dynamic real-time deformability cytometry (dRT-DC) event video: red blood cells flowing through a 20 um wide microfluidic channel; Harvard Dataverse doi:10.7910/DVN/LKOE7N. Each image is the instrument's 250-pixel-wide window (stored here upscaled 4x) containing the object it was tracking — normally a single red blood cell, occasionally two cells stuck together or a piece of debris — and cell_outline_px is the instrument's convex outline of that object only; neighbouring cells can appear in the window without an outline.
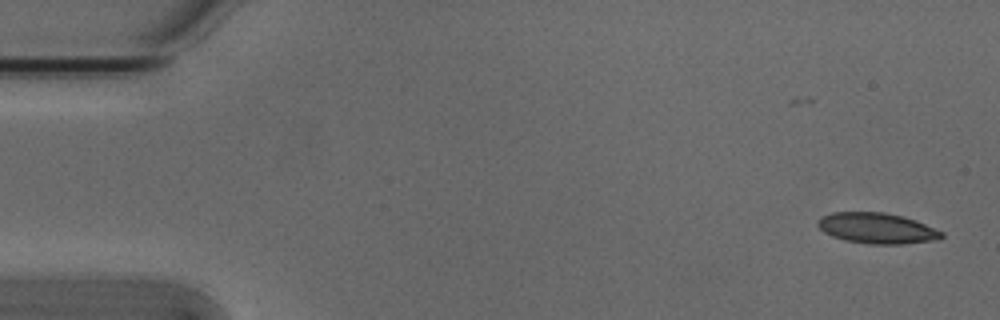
{"species": "Egyptian fruit bat (a non-hibernating species)", "species_latin": "Rousettus aegyptiacus", "temperature_condition": "cold", "stored_images_in_passage": 6, "camera_frame_rate_fps": 3000, "um_per_image_px": 0.085, "animal": {"sex": "male"}, "frame": {"image": 1, "passage_image": 2, "time_ms": 0.333, "image_size_px": [1000, 320], "cell_outline_px": [[944, 236], [940, 240], [900, 244], [868, 244], [844, 240], [832, 236], [824, 232], [816, 224], [820, 216], [832, 212], [884, 212], [904, 216], [916, 220], [944, 232]], "centroid_in_image_um": [74.56, 19.4], "position_along_channel_um": 10.4, "area_um2": 22.43}}
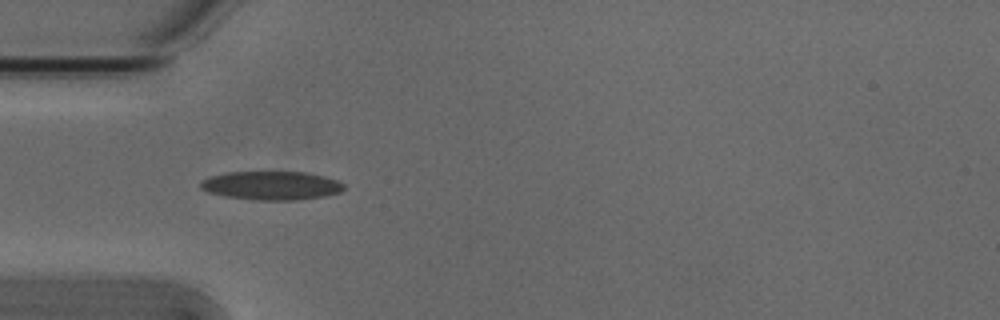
{"frame": {"image": 2, "passage_image": 5, "time_ms": 1.333, "image_size_px": [1000, 320], "cell_outline_px": [[344, 188], [340, 192], [324, 196], [300, 200], [252, 200], [224, 196], [208, 192], [200, 188], [200, 180], [208, 176], [228, 172], [304, 172], [324, 176], [336, 180], [344, 184]], "centroid_in_image_um": [23.03, 15.77], "position_along_channel_um": 62.0, "area_um2": 24.1}}